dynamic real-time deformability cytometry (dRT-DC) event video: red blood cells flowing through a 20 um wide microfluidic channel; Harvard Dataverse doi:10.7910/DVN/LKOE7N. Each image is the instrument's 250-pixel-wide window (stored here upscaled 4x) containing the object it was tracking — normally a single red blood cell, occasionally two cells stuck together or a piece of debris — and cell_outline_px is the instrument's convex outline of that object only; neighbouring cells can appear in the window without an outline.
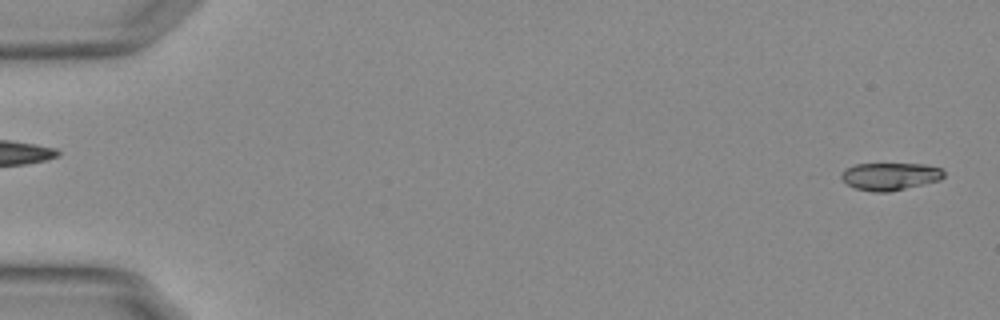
{"species": "Egyptian fruit bat (a non-hibernating species)", "species_latin": "Rousettus aegyptiacus", "temperature_condition": "warm", "stored_images_in_passage": 54, "camera_frame_rate_fps": 3000, "um_per_image_px": 0.085, "animal": {"sex": "female"}, "frame": {"image": 1, "passage_image": 2, "time_ms": 0.333, "image_size_px": [1000, 320], "cell_outline_px": [[944, 176], [940, 180], [888, 192], [872, 192], [856, 188], [848, 184], [840, 176], [840, 172], [856, 164], [924, 164], [940, 168], [944, 172]], "centroid_in_image_um": [75.65, 14.99], "position_along_channel_um": 9.3, "area_um2": 16.24}}
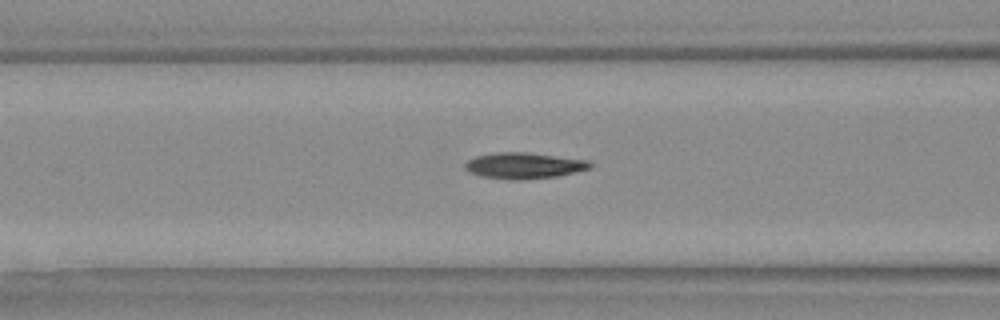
{"frame": {"image": 2, "passage_image": 23, "time_ms": 7.333, "image_size_px": [1000, 320], "cell_outline_px": [[592, 168], [576, 172], [556, 176], [520, 180], [480, 176], [468, 172], [464, 168], [464, 164], [468, 160], [476, 156], [496, 152], [524, 152], [588, 160], [592, 164]], "centroid_in_image_um": [44.52, 14.07], "position_along_channel_um": 122.1, "area_um2": 18.9}}
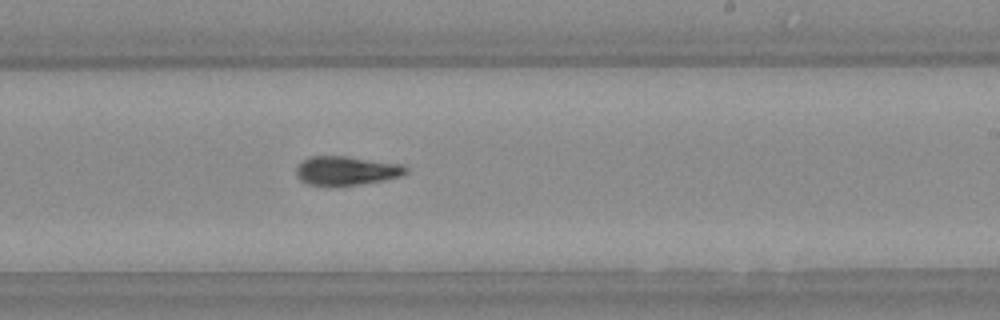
{"frame": {"image": 3, "passage_image": 34, "time_ms": 11.0, "image_size_px": [1000, 320], "cell_outline_px": [[408, 172], [400, 176], [384, 180], [332, 188], [308, 184], [300, 180], [296, 176], [296, 168], [304, 160], [312, 156], [344, 156], [404, 164], [408, 168]], "centroid_in_image_um": [29.43, 14.53], "position_along_channel_um": 259.6, "area_um2": 18.84}}